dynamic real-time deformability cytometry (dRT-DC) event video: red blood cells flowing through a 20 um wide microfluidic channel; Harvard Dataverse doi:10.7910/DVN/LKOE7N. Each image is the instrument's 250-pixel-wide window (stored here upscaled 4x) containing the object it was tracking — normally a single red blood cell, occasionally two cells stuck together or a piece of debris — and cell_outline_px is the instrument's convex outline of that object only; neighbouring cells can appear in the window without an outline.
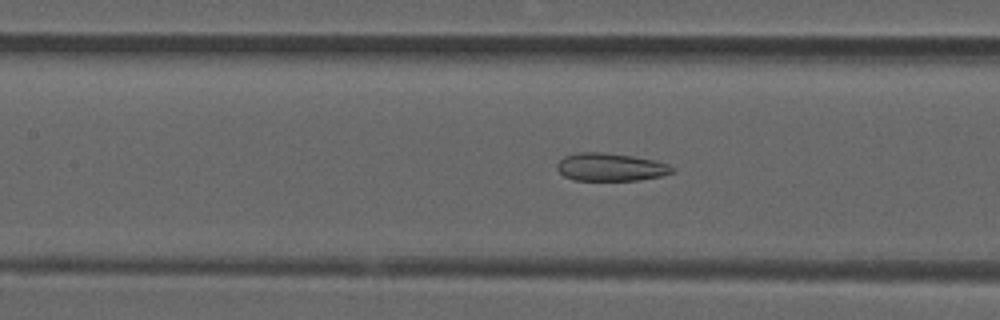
{"species": "common noctule bat (a hibernating species)", "species_latin": "Nyctalus noctula", "temperature_condition": "room temperature", "stored_images_in_passage": 38, "camera_frame_rate_fps": 3000, "um_per_image_px": 0.085, "animal": {"sex": "male", "forearm_length_mm": 52.5}, "frame": {"image": 1, "passage_image": 9, "time_ms": 2.667, "image_size_px": [1000, 320], "cell_outline_px": [[676, 172], [660, 176], [640, 180], [572, 180], [564, 176], [556, 168], [556, 164], [564, 156], [576, 152], [600, 152], [632, 156], [656, 160], [668, 164], [676, 168]], "centroid_in_image_um": [51.91, 14.2], "position_along_channel_um": 155.5, "area_um2": 18.9}}
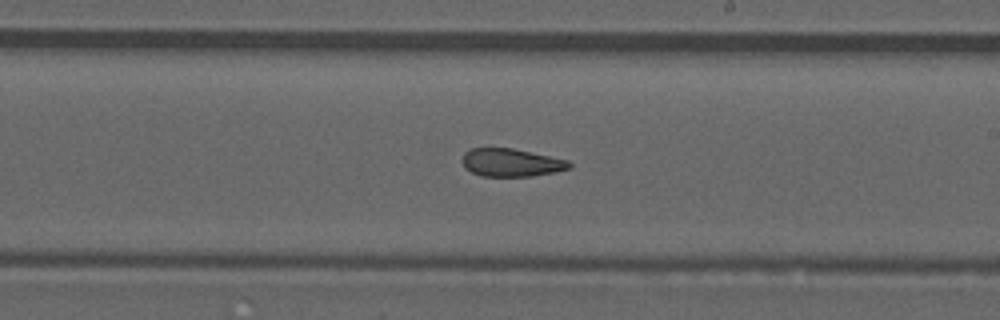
{"frame": {"image": 2, "passage_image": 16, "time_ms": 5.0, "image_size_px": [1000, 320], "cell_outline_px": [[572, 168], [556, 172], [532, 176], [480, 176], [464, 168], [464, 152], [468, 148], [512, 148], [568, 160], [572, 164]], "centroid_in_image_um": [43.47, 13.82], "position_along_channel_um": 245.5, "area_um2": 17.46}}
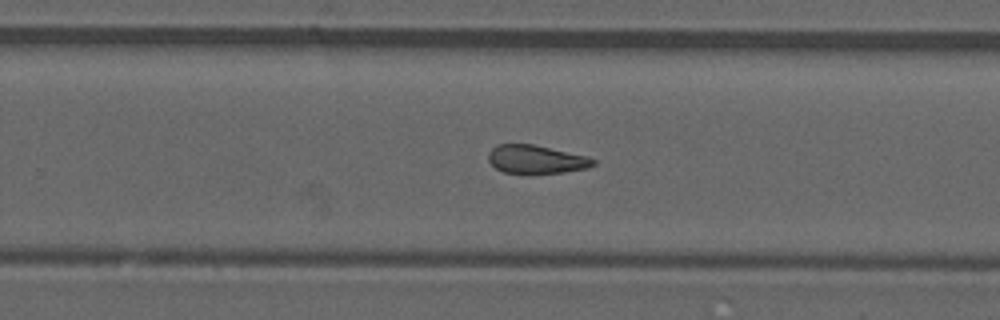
{"frame": {"image": 3, "passage_image": 19, "time_ms": 6.0, "image_size_px": [1000, 320], "cell_outline_px": [[596, 164], [588, 168], [564, 172], [504, 172], [496, 168], [488, 160], [488, 152], [496, 144], [532, 144], [588, 156], [596, 160]], "centroid_in_image_um": [45.59, 13.52], "position_along_channel_um": 284.2, "area_um2": 17.11}, "authors_computed_cell_mechanics": {"area_um2": 18.4671, "velocity_mm_per_s": 3.8832, "shape_relaxation_time_tau1_ms": null, "shape_relaxation_time_tau2_ms": 2.315, "deformation_change_tau1": null, "deformation_change_tau2": 0.105}}